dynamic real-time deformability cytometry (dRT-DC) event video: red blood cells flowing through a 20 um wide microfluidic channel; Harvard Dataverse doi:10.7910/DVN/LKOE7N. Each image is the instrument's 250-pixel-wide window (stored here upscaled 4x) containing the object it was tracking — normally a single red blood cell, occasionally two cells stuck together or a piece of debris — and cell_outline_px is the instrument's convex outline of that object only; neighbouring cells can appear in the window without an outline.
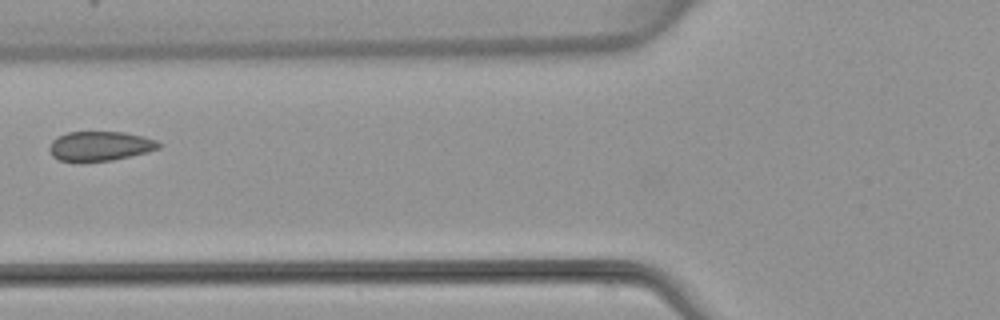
{"species": "common noctule bat (a hibernating species)", "species_latin": "Nyctalus noctula", "temperature_condition": "warm", "stored_images_in_passage": 6, "camera_frame_rate_fps": 3000, "um_per_image_px": 0.085, "animal": {"sex": "female", "body_mass_g": 22.7, "forearm_length_mm": 54.2}, "frame": {"image": 1, "passage_image": 6, "time_ms": 6.667, "image_size_px": [1000, 320], "cell_outline_px": [[164, 144], [160, 148], [148, 152], [112, 160], [84, 164], [76, 164], [60, 160], [52, 156], [48, 148], [52, 140], [68, 132], [124, 132], [156, 140]], "centroid_in_image_um": [8.47, 12.46], "position_along_channel_um": 117.3, "area_um2": 19.36}}